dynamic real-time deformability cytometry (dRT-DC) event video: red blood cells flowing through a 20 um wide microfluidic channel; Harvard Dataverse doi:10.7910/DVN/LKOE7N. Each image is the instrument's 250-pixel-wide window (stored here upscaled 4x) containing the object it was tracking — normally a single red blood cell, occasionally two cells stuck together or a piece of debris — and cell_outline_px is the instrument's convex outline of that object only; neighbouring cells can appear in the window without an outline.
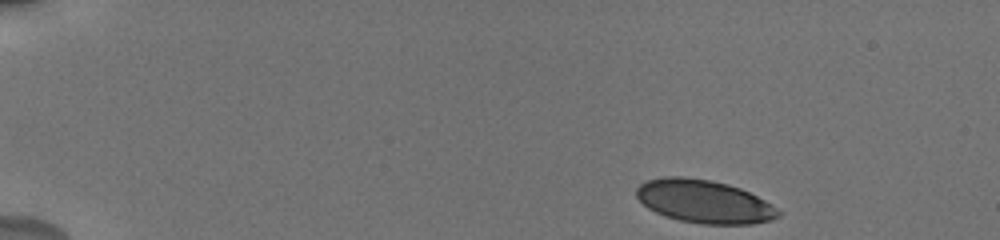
{"species": "human", "species_latin": "Homo sapiens", "temperature_condition": "cold", "stored_images_in_passage": 73, "camera_frame_rate_fps": 3000, "um_per_image_px": 0.085, "donor": {"sex": "male"}, "frame": {"image": 1, "passage_image": 1, "time_ms": 0.0, "image_size_px": [1000, 240], "cell_outline_px": [[780, 216], [772, 220], [752, 224], [704, 224], [680, 220], [664, 216], [648, 208], [636, 196], [636, 188], [640, 184], [648, 180], [664, 176], [684, 176], [712, 180], [728, 184], [740, 188], [764, 200], [776, 208], [780, 212]], "centroid_in_image_um": [59.84, 17.12], "position_along_channel_um": 25.2, "area_um2": 35.6}}
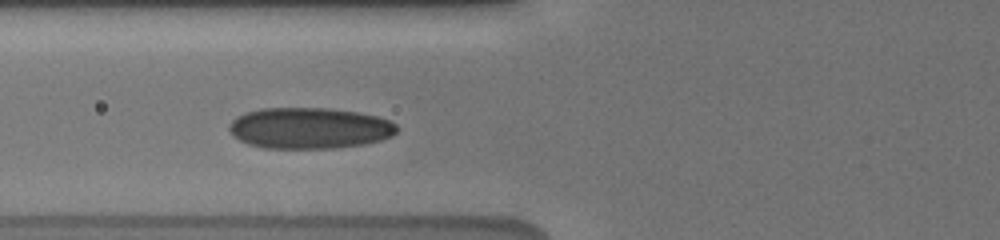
{"frame": {"image": 2, "passage_image": 25, "time_ms": 5.0, "image_size_px": [1000, 240], "cell_outline_px": [[400, 128], [392, 136], [380, 140], [364, 144], [332, 148], [264, 148], [248, 144], [232, 136], [228, 128], [228, 124], [236, 116], [244, 112], [260, 108], [328, 108], [356, 112], [376, 116], [388, 120], [396, 124]], "centroid_in_image_um": [26.26, 10.89], "position_along_channel_um": 99.5, "area_um2": 40.4}}
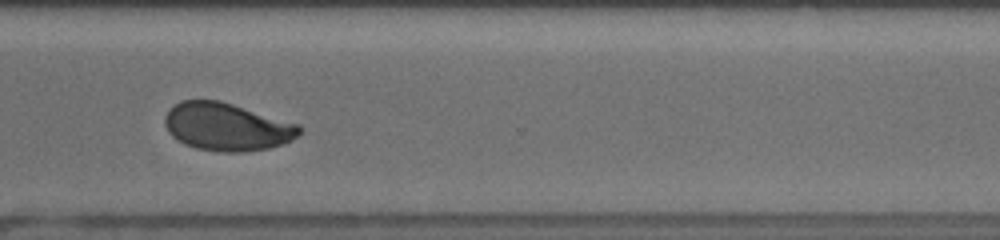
{"frame": {"image": 3, "passage_image": 60, "time_ms": 11.667, "image_size_px": [1000, 240], "cell_outline_px": [[304, 128], [292, 140], [284, 144], [268, 148], [244, 152], [220, 152], [196, 148], [184, 144], [176, 140], [168, 132], [164, 124], [164, 116], [168, 108], [180, 100], [220, 100], [300, 124]], "centroid_in_image_um": [19.26, 10.77], "position_along_channel_um": 351.3, "area_um2": 37.97}, "authors_computed_cell_mechanics": {"area_um2": 38.3214, "velocity_mm_per_s": 3.7874, "shape_relaxation_time_tau1_ms": 4.4684, "shape_relaxation_time_tau2_ms": 1.0027, "deformation_change_tau1": 0.1355, "deformation_change_tau2": 0.0459}}